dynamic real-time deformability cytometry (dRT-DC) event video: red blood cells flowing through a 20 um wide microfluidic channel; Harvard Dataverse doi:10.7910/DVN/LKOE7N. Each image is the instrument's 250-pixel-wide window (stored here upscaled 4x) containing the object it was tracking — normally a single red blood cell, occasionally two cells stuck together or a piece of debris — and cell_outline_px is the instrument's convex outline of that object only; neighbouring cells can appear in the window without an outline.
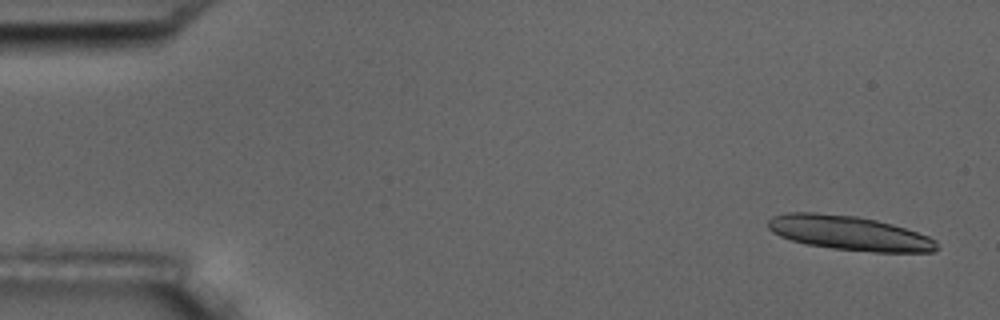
{"species": "common noctule bat (a hibernating species)", "species_latin": "Nyctalus noctula", "temperature_condition": "room temperature", "stored_images_in_passage": 6, "camera_frame_rate_fps": 3000, "um_per_image_px": 0.085, "animal": {"sex": "male", "body_mass_g": 17.5, "forearm_length_mm": 52.3}, "frame": {"image": 1, "passage_image": 1, "time_ms": 0.0, "image_size_px": [1000, 320], "cell_outline_px": [[940, 248], [936, 252], [872, 252], [832, 248], [808, 244], [792, 240], [780, 236], [772, 232], [768, 228], [768, 220], [772, 216], [788, 212], [816, 212], [856, 216], [876, 220], [892, 224], [928, 236], [936, 240]], "centroid_in_image_um": [72.2, 19.81], "position_along_channel_um": 12.8, "area_um2": 33.87}}
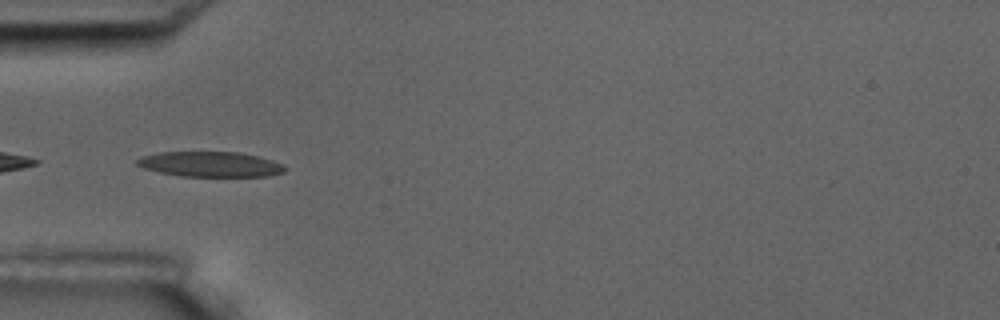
{"frame": {"image": 2, "passage_image": 5, "time_ms": 5.333, "image_size_px": [1000, 320], "cell_outline_px": [[288, 168], [284, 172], [268, 176], [184, 176], [160, 172], [144, 168], [136, 164], [136, 160], [144, 156], [160, 152], [236, 152], [256, 156], [272, 160], [284, 164]], "centroid_in_image_um": [17.92, 13.96], "position_along_channel_um": 67.1, "area_um2": 21.5}}